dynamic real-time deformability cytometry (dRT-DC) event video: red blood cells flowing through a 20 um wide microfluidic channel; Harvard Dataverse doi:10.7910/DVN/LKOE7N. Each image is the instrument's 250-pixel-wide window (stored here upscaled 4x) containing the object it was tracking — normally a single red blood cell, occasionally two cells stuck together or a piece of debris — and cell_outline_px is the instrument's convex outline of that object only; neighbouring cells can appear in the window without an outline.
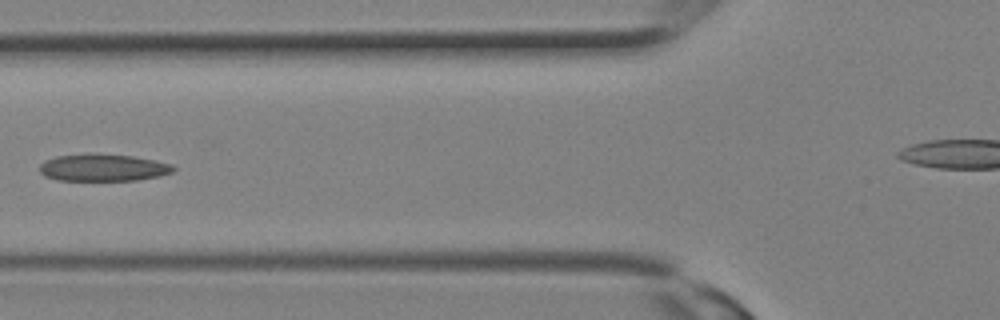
{"species": "Egyptian fruit bat (a non-hibernating species)", "species_latin": "Rousettus aegyptiacus", "temperature_condition": "room temperature", "stored_images_in_passage": 16, "camera_frame_rate_fps": 3000, "um_per_image_px": 0.085, "animal": {"sex": "female"}, "frame": {"image": 1, "passage_image": 10, "time_ms": 3.0, "image_size_px": [1000, 320], "cell_outline_px": [[176, 168], [172, 172], [160, 176], [136, 180], [56, 180], [44, 176], [40, 172], [40, 164], [44, 160], [56, 156], [132, 156], [156, 160], [172, 164]], "centroid_in_image_um": [8.79, 14.29], "position_along_channel_um": 117.0, "area_um2": 20.4}}
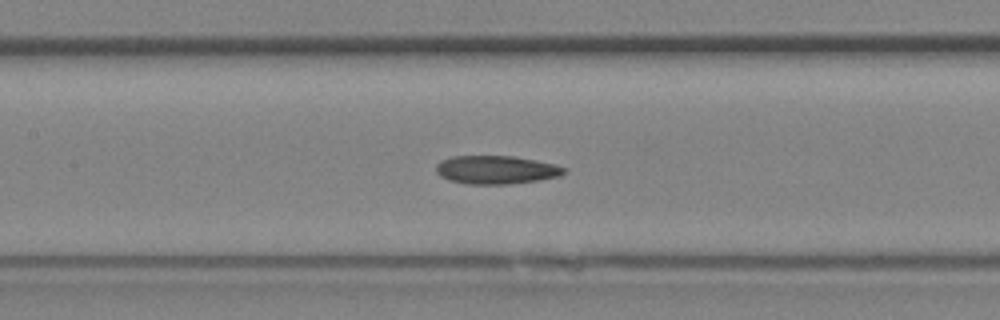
{"frame": {"image": 2, "passage_image": 12, "time_ms": 3.667, "image_size_px": [1000, 320], "cell_outline_px": [[568, 168], [560, 176], [540, 180], [508, 184], [468, 184], [448, 180], [440, 176], [436, 172], [436, 164], [440, 160], [452, 156], [512, 156], [536, 160]], "centroid_in_image_um": [42.14, 14.43], "position_along_channel_um": 165.3, "area_um2": 21.21}}
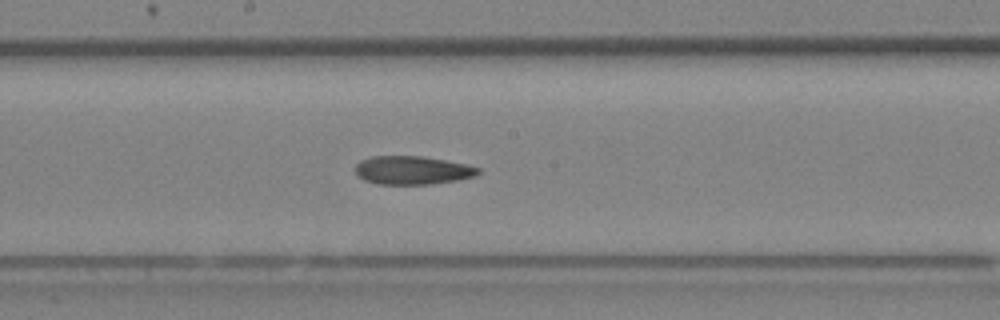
{"frame": {"image": 3, "passage_image": 14, "time_ms": 4.333, "image_size_px": [1000, 320], "cell_outline_px": [[480, 172], [476, 176], [460, 180], [432, 184], [380, 184], [364, 180], [356, 172], [356, 164], [360, 160], [372, 156], [424, 156], [468, 164], [480, 168]], "centroid_in_image_um": [35.11, 14.46], "position_along_channel_um": 213.1, "area_um2": 20.52}}